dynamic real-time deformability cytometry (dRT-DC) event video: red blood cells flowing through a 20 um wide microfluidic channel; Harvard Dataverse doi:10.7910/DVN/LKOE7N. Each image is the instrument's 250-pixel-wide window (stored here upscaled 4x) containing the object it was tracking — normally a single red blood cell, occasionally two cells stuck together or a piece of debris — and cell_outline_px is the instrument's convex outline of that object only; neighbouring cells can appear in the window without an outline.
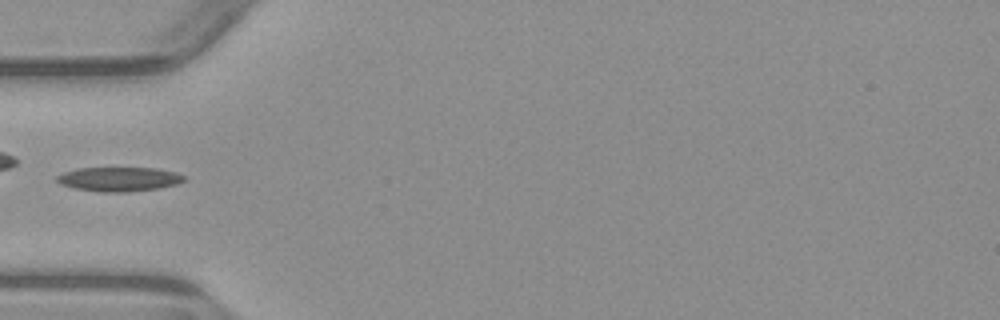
{"species": "common noctule bat (a hibernating species)", "species_latin": "Nyctalus noctula", "temperature_condition": "warm", "stored_images_in_passage": 5, "camera_frame_rate_fps": 3000, "um_per_image_px": 0.085, "animal": {"sex": "male", "body_mass_g": 23.1, "forearm_length_mm": 52.7}, "frame": {"image": 1, "passage_image": 5, "time_ms": 5.667, "image_size_px": [1000, 320], "cell_outline_px": [[184, 180], [176, 184], [160, 188], [128, 192], [100, 192], [72, 188], [60, 184], [56, 180], [56, 176], [64, 172], [76, 168], [156, 168], [176, 172], [184, 176]], "centroid_in_image_um": [10.08, 15.23], "position_along_channel_um": 74.9, "area_um2": 18.09}}